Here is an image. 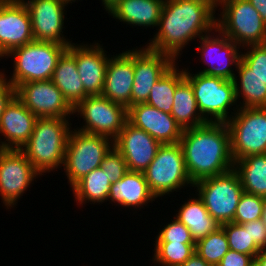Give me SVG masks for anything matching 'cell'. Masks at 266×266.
I'll list each match as a JSON object with an SVG mask.
<instances>
[{
    "label": "cell",
    "instance_id": "7a4b0ae2",
    "mask_svg": "<svg viewBox=\"0 0 266 266\" xmlns=\"http://www.w3.org/2000/svg\"><path fill=\"white\" fill-rule=\"evenodd\" d=\"M179 144L193 184L226 173L234 167L226 123L207 122L184 129Z\"/></svg>",
    "mask_w": 266,
    "mask_h": 266
},
{
    "label": "cell",
    "instance_id": "8d00e7d4",
    "mask_svg": "<svg viewBox=\"0 0 266 266\" xmlns=\"http://www.w3.org/2000/svg\"><path fill=\"white\" fill-rule=\"evenodd\" d=\"M161 228L154 242L196 243L189 229L174 216L173 220Z\"/></svg>",
    "mask_w": 266,
    "mask_h": 266
},
{
    "label": "cell",
    "instance_id": "30bf717a",
    "mask_svg": "<svg viewBox=\"0 0 266 266\" xmlns=\"http://www.w3.org/2000/svg\"><path fill=\"white\" fill-rule=\"evenodd\" d=\"M209 214L220 224L233 222L244 190L234 169L193 184Z\"/></svg>",
    "mask_w": 266,
    "mask_h": 266
},
{
    "label": "cell",
    "instance_id": "e0dca14e",
    "mask_svg": "<svg viewBox=\"0 0 266 266\" xmlns=\"http://www.w3.org/2000/svg\"><path fill=\"white\" fill-rule=\"evenodd\" d=\"M34 41L31 18L22 0H0V60Z\"/></svg>",
    "mask_w": 266,
    "mask_h": 266
},
{
    "label": "cell",
    "instance_id": "f1b7e54d",
    "mask_svg": "<svg viewBox=\"0 0 266 266\" xmlns=\"http://www.w3.org/2000/svg\"><path fill=\"white\" fill-rule=\"evenodd\" d=\"M244 192L266 198V154L249 155L234 161Z\"/></svg>",
    "mask_w": 266,
    "mask_h": 266
},
{
    "label": "cell",
    "instance_id": "ee69618b",
    "mask_svg": "<svg viewBox=\"0 0 266 266\" xmlns=\"http://www.w3.org/2000/svg\"><path fill=\"white\" fill-rule=\"evenodd\" d=\"M254 266H266V248L261 249L254 258Z\"/></svg>",
    "mask_w": 266,
    "mask_h": 266
},
{
    "label": "cell",
    "instance_id": "bcb514c9",
    "mask_svg": "<svg viewBox=\"0 0 266 266\" xmlns=\"http://www.w3.org/2000/svg\"><path fill=\"white\" fill-rule=\"evenodd\" d=\"M262 221L263 223L266 225V199H265V203H264V206H263V212H262Z\"/></svg>",
    "mask_w": 266,
    "mask_h": 266
},
{
    "label": "cell",
    "instance_id": "4dcf8cb0",
    "mask_svg": "<svg viewBox=\"0 0 266 266\" xmlns=\"http://www.w3.org/2000/svg\"><path fill=\"white\" fill-rule=\"evenodd\" d=\"M178 63L175 62L154 84L146 104L171 114L176 86L185 77L184 67L179 69Z\"/></svg>",
    "mask_w": 266,
    "mask_h": 266
},
{
    "label": "cell",
    "instance_id": "7402d4cb",
    "mask_svg": "<svg viewBox=\"0 0 266 266\" xmlns=\"http://www.w3.org/2000/svg\"><path fill=\"white\" fill-rule=\"evenodd\" d=\"M37 119L38 117L15 96L0 119V134L4 137L0 139V149L21 150L31 137Z\"/></svg>",
    "mask_w": 266,
    "mask_h": 266
},
{
    "label": "cell",
    "instance_id": "ffe728a7",
    "mask_svg": "<svg viewBox=\"0 0 266 266\" xmlns=\"http://www.w3.org/2000/svg\"><path fill=\"white\" fill-rule=\"evenodd\" d=\"M128 121L143 129L161 144L179 143L183 129L174 117L146 103H139L128 108Z\"/></svg>",
    "mask_w": 266,
    "mask_h": 266
},
{
    "label": "cell",
    "instance_id": "484cf974",
    "mask_svg": "<svg viewBox=\"0 0 266 266\" xmlns=\"http://www.w3.org/2000/svg\"><path fill=\"white\" fill-rule=\"evenodd\" d=\"M191 197L180 206L174 215L180 222H182L191 232L194 241L204 238L211 232H214L220 227V224L209 214L204 206L203 201L198 197Z\"/></svg>",
    "mask_w": 266,
    "mask_h": 266
},
{
    "label": "cell",
    "instance_id": "277c9868",
    "mask_svg": "<svg viewBox=\"0 0 266 266\" xmlns=\"http://www.w3.org/2000/svg\"><path fill=\"white\" fill-rule=\"evenodd\" d=\"M68 46L44 41H32L24 46L10 51L4 58L12 57L13 73L11 76L0 73L15 87L20 84L49 80L52 78L58 59L67 50Z\"/></svg>",
    "mask_w": 266,
    "mask_h": 266
},
{
    "label": "cell",
    "instance_id": "f546056e",
    "mask_svg": "<svg viewBox=\"0 0 266 266\" xmlns=\"http://www.w3.org/2000/svg\"><path fill=\"white\" fill-rule=\"evenodd\" d=\"M111 183L108 176L98 167L80 179L70 190L74 201L81 207L85 204H103L107 202Z\"/></svg>",
    "mask_w": 266,
    "mask_h": 266
},
{
    "label": "cell",
    "instance_id": "7dc6e473",
    "mask_svg": "<svg viewBox=\"0 0 266 266\" xmlns=\"http://www.w3.org/2000/svg\"><path fill=\"white\" fill-rule=\"evenodd\" d=\"M62 1L65 2L66 4H71L72 5V3L75 2L76 0H62Z\"/></svg>",
    "mask_w": 266,
    "mask_h": 266
},
{
    "label": "cell",
    "instance_id": "9a60e30c",
    "mask_svg": "<svg viewBox=\"0 0 266 266\" xmlns=\"http://www.w3.org/2000/svg\"><path fill=\"white\" fill-rule=\"evenodd\" d=\"M28 9L35 41L70 46L73 42L63 34L68 7L62 0H22Z\"/></svg>",
    "mask_w": 266,
    "mask_h": 266
},
{
    "label": "cell",
    "instance_id": "d590c367",
    "mask_svg": "<svg viewBox=\"0 0 266 266\" xmlns=\"http://www.w3.org/2000/svg\"><path fill=\"white\" fill-rule=\"evenodd\" d=\"M241 49H244L241 60L266 85V44L248 45Z\"/></svg>",
    "mask_w": 266,
    "mask_h": 266
},
{
    "label": "cell",
    "instance_id": "83f0119b",
    "mask_svg": "<svg viewBox=\"0 0 266 266\" xmlns=\"http://www.w3.org/2000/svg\"><path fill=\"white\" fill-rule=\"evenodd\" d=\"M171 115L183 130L207 123L199 112L193 88L186 77L176 86Z\"/></svg>",
    "mask_w": 266,
    "mask_h": 266
},
{
    "label": "cell",
    "instance_id": "5bb4252c",
    "mask_svg": "<svg viewBox=\"0 0 266 266\" xmlns=\"http://www.w3.org/2000/svg\"><path fill=\"white\" fill-rule=\"evenodd\" d=\"M16 96L38 118L73 115V107L51 79L22 83L16 88Z\"/></svg>",
    "mask_w": 266,
    "mask_h": 266
},
{
    "label": "cell",
    "instance_id": "d6a6232c",
    "mask_svg": "<svg viewBox=\"0 0 266 266\" xmlns=\"http://www.w3.org/2000/svg\"><path fill=\"white\" fill-rule=\"evenodd\" d=\"M229 250L228 239L221 226L195 244V252L211 266H217Z\"/></svg>",
    "mask_w": 266,
    "mask_h": 266
},
{
    "label": "cell",
    "instance_id": "5b68a950",
    "mask_svg": "<svg viewBox=\"0 0 266 266\" xmlns=\"http://www.w3.org/2000/svg\"><path fill=\"white\" fill-rule=\"evenodd\" d=\"M184 75L193 88L199 112L206 122L226 123L239 109L233 80L199 72L192 74L188 68H184Z\"/></svg>",
    "mask_w": 266,
    "mask_h": 266
},
{
    "label": "cell",
    "instance_id": "1f68e13d",
    "mask_svg": "<svg viewBox=\"0 0 266 266\" xmlns=\"http://www.w3.org/2000/svg\"><path fill=\"white\" fill-rule=\"evenodd\" d=\"M196 243L155 242L152 261L161 266H179L195 252Z\"/></svg>",
    "mask_w": 266,
    "mask_h": 266
},
{
    "label": "cell",
    "instance_id": "44dd1931",
    "mask_svg": "<svg viewBox=\"0 0 266 266\" xmlns=\"http://www.w3.org/2000/svg\"><path fill=\"white\" fill-rule=\"evenodd\" d=\"M110 57L101 95L128 109L134 83V48Z\"/></svg>",
    "mask_w": 266,
    "mask_h": 266
},
{
    "label": "cell",
    "instance_id": "4316f807",
    "mask_svg": "<svg viewBox=\"0 0 266 266\" xmlns=\"http://www.w3.org/2000/svg\"><path fill=\"white\" fill-rule=\"evenodd\" d=\"M233 78L239 108L266 107V85L240 60ZM241 99V101H239Z\"/></svg>",
    "mask_w": 266,
    "mask_h": 266
},
{
    "label": "cell",
    "instance_id": "d6986e66",
    "mask_svg": "<svg viewBox=\"0 0 266 266\" xmlns=\"http://www.w3.org/2000/svg\"><path fill=\"white\" fill-rule=\"evenodd\" d=\"M162 144L143 129L128 120L113 140L115 147L125 158L128 171L144 172L153 161Z\"/></svg>",
    "mask_w": 266,
    "mask_h": 266
},
{
    "label": "cell",
    "instance_id": "6da1fadb",
    "mask_svg": "<svg viewBox=\"0 0 266 266\" xmlns=\"http://www.w3.org/2000/svg\"><path fill=\"white\" fill-rule=\"evenodd\" d=\"M217 0H165L153 38L145 45L176 62L189 42L216 28Z\"/></svg>",
    "mask_w": 266,
    "mask_h": 266
},
{
    "label": "cell",
    "instance_id": "9c48e42d",
    "mask_svg": "<svg viewBox=\"0 0 266 266\" xmlns=\"http://www.w3.org/2000/svg\"><path fill=\"white\" fill-rule=\"evenodd\" d=\"M226 125L234 161L266 154V107L239 108Z\"/></svg>",
    "mask_w": 266,
    "mask_h": 266
},
{
    "label": "cell",
    "instance_id": "e575fe53",
    "mask_svg": "<svg viewBox=\"0 0 266 266\" xmlns=\"http://www.w3.org/2000/svg\"><path fill=\"white\" fill-rule=\"evenodd\" d=\"M265 199L262 196L243 192L234 215V223L243 224L262 218Z\"/></svg>",
    "mask_w": 266,
    "mask_h": 266
},
{
    "label": "cell",
    "instance_id": "f35d334b",
    "mask_svg": "<svg viewBox=\"0 0 266 266\" xmlns=\"http://www.w3.org/2000/svg\"><path fill=\"white\" fill-rule=\"evenodd\" d=\"M217 266H254V258L230 249Z\"/></svg>",
    "mask_w": 266,
    "mask_h": 266
},
{
    "label": "cell",
    "instance_id": "d4e9b609",
    "mask_svg": "<svg viewBox=\"0 0 266 266\" xmlns=\"http://www.w3.org/2000/svg\"><path fill=\"white\" fill-rule=\"evenodd\" d=\"M51 80L73 108L88 96L84 91L75 58L67 50L58 59Z\"/></svg>",
    "mask_w": 266,
    "mask_h": 266
},
{
    "label": "cell",
    "instance_id": "7c38bea8",
    "mask_svg": "<svg viewBox=\"0 0 266 266\" xmlns=\"http://www.w3.org/2000/svg\"><path fill=\"white\" fill-rule=\"evenodd\" d=\"M37 176L40 178L42 175L21 150L0 149V197L7 209L17 206V201Z\"/></svg>",
    "mask_w": 266,
    "mask_h": 266
},
{
    "label": "cell",
    "instance_id": "8fae6325",
    "mask_svg": "<svg viewBox=\"0 0 266 266\" xmlns=\"http://www.w3.org/2000/svg\"><path fill=\"white\" fill-rule=\"evenodd\" d=\"M83 119L79 131L103 135L114 140L128 120V109L102 95L87 96L73 108Z\"/></svg>",
    "mask_w": 266,
    "mask_h": 266
},
{
    "label": "cell",
    "instance_id": "2e32d148",
    "mask_svg": "<svg viewBox=\"0 0 266 266\" xmlns=\"http://www.w3.org/2000/svg\"><path fill=\"white\" fill-rule=\"evenodd\" d=\"M136 48L134 47V83L131 106L146 103L154 84L176 62L170 55L156 52L146 46Z\"/></svg>",
    "mask_w": 266,
    "mask_h": 266
},
{
    "label": "cell",
    "instance_id": "52a82bcc",
    "mask_svg": "<svg viewBox=\"0 0 266 266\" xmlns=\"http://www.w3.org/2000/svg\"><path fill=\"white\" fill-rule=\"evenodd\" d=\"M113 147V140L103 135L70 131L64 155L63 169L72 188L85 175L100 167L105 155Z\"/></svg>",
    "mask_w": 266,
    "mask_h": 266
},
{
    "label": "cell",
    "instance_id": "cb8c5ba5",
    "mask_svg": "<svg viewBox=\"0 0 266 266\" xmlns=\"http://www.w3.org/2000/svg\"><path fill=\"white\" fill-rule=\"evenodd\" d=\"M165 0H120L109 12L122 24L145 28H158Z\"/></svg>",
    "mask_w": 266,
    "mask_h": 266
},
{
    "label": "cell",
    "instance_id": "603a6c76",
    "mask_svg": "<svg viewBox=\"0 0 266 266\" xmlns=\"http://www.w3.org/2000/svg\"><path fill=\"white\" fill-rule=\"evenodd\" d=\"M155 199L143 172L128 171L124 177L111 184L107 201L125 209L140 210Z\"/></svg>",
    "mask_w": 266,
    "mask_h": 266
},
{
    "label": "cell",
    "instance_id": "4fadbf2b",
    "mask_svg": "<svg viewBox=\"0 0 266 266\" xmlns=\"http://www.w3.org/2000/svg\"><path fill=\"white\" fill-rule=\"evenodd\" d=\"M197 40H200L199 46L196 47L197 51L200 52L199 58H201L199 61L202 60V63L205 66L207 65L206 68L200 69L198 72L208 76L233 80L236 70L234 72L232 67L235 66V69H237L243 49L241 50L237 43L231 41L217 27L214 32H210Z\"/></svg>",
    "mask_w": 266,
    "mask_h": 266
},
{
    "label": "cell",
    "instance_id": "ab89813d",
    "mask_svg": "<svg viewBox=\"0 0 266 266\" xmlns=\"http://www.w3.org/2000/svg\"><path fill=\"white\" fill-rule=\"evenodd\" d=\"M249 234L254 244L261 250L266 248V225L262 219L249 221Z\"/></svg>",
    "mask_w": 266,
    "mask_h": 266
},
{
    "label": "cell",
    "instance_id": "7bdbcfd3",
    "mask_svg": "<svg viewBox=\"0 0 266 266\" xmlns=\"http://www.w3.org/2000/svg\"><path fill=\"white\" fill-rule=\"evenodd\" d=\"M260 13L261 18L266 22V0H247Z\"/></svg>",
    "mask_w": 266,
    "mask_h": 266
},
{
    "label": "cell",
    "instance_id": "f6af8a7d",
    "mask_svg": "<svg viewBox=\"0 0 266 266\" xmlns=\"http://www.w3.org/2000/svg\"><path fill=\"white\" fill-rule=\"evenodd\" d=\"M119 1L120 0H101L102 5L104 6L103 10L108 13Z\"/></svg>",
    "mask_w": 266,
    "mask_h": 266
},
{
    "label": "cell",
    "instance_id": "3957f363",
    "mask_svg": "<svg viewBox=\"0 0 266 266\" xmlns=\"http://www.w3.org/2000/svg\"><path fill=\"white\" fill-rule=\"evenodd\" d=\"M70 118H38L28 142L21 148L27 160L44 176L63 166Z\"/></svg>",
    "mask_w": 266,
    "mask_h": 266
},
{
    "label": "cell",
    "instance_id": "74e56055",
    "mask_svg": "<svg viewBox=\"0 0 266 266\" xmlns=\"http://www.w3.org/2000/svg\"><path fill=\"white\" fill-rule=\"evenodd\" d=\"M100 168L108 176L111 184L120 180L128 172L125 158L115 147L105 155Z\"/></svg>",
    "mask_w": 266,
    "mask_h": 266
},
{
    "label": "cell",
    "instance_id": "ac0fdd59",
    "mask_svg": "<svg viewBox=\"0 0 266 266\" xmlns=\"http://www.w3.org/2000/svg\"><path fill=\"white\" fill-rule=\"evenodd\" d=\"M67 51L75 58L85 93L88 96L101 95L110 57L103 44L101 46L99 41L91 45L72 43Z\"/></svg>",
    "mask_w": 266,
    "mask_h": 266
},
{
    "label": "cell",
    "instance_id": "b9f144b4",
    "mask_svg": "<svg viewBox=\"0 0 266 266\" xmlns=\"http://www.w3.org/2000/svg\"><path fill=\"white\" fill-rule=\"evenodd\" d=\"M179 266H211L203 258H201L196 252L183 264Z\"/></svg>",
    "mask_w": 266,
    "mask_h": 266
},
{
    "label": "cell",
    "instance_id": "60d3db41",
    "mask_svg": "<svg viewBox=\"0 0 266 266\" xmlns=\"http://www.w3.org/2000/svg\"><path fill=\"white\" fill-rule=\"evenodd\" d=\"M16 96V88L0 73V119L10 101Z\"/></svg>",
    "mask_w": 266,
    "mask_h": 266
},
{
    "label": "cell",
    "instance_id": "ba28073f",
    "mask_svg": "<svg viewBox=\"0 0 266 266\" xmlns=\"http://www.w3.org/2000/svg\"><path fill=\"white\" fill-rule=\"evenodd\" d=\"M143 174L156 198L170 196L184 187L193 188L179 143L162 144Z\"/></svg>",
    "mask_w": 266,
    "mask_h": 266
},
{
    "label": "cell",
    "instance_id": "8992f818",
    "mask_svg": "<svg viewBox=\"0 0 266 266\" xmlns=\"http://www.w3.org/2000/svg\"><path fill=\"white\" fill-rule=\"evenodd\" d=\"M217 8L216 27L231 41L241 48L266 44V22L249 1L217 0Z\"/></svg>",
    "mask_w": 266,
    "mask_h": 266
},
{
    "label": "cell",
    "instance_id": "836d02e7",
    "mask_svg": "<svg viewBox=\"0 0 266 266\" xmlns=\"http://www.w3.org/2000/svg\"><path fill=\"white\" fill-rule=\"evenodd\" d=\"M228 239V245L231 250L249 254L253 258L260 252V249L251 240L249 234V222L237 224L234 222L220 225Z\"/></svg>",
    "mask_w": 266,
    "mask_h": 266
}]
</instances>
